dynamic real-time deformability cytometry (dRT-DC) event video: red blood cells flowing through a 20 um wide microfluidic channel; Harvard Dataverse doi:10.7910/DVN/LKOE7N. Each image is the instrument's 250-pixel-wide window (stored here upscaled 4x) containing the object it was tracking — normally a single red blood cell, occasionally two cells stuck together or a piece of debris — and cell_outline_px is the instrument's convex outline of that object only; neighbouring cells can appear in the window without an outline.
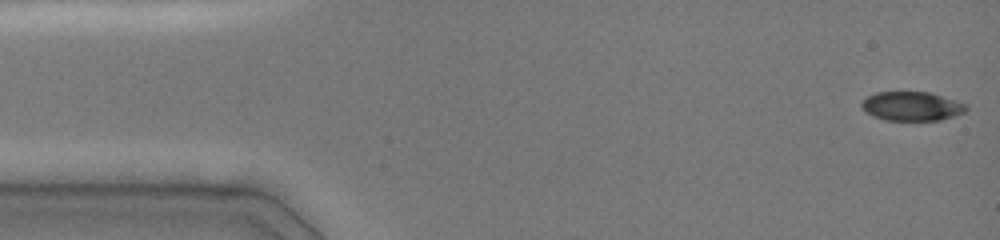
{"species": "common noctule bat (a hibernating species)", "species_latin": "Nyctalus noctula", "temperature_condition": "cold", "stored_images_in_passage": 46, "camera_frame_rate_fps": 3000, "um_per_image_px": 0.085, "animal": {"sex": "female", "body_mass_g": 19.0, "forearm_length_mm": 51.5}, "frame": {"image": 1, "passage_image": 1, "time_ms": 0.0, "image_size_px": [1000, 240], "cell_outline_px": [[968, 108], [964, 112], [940, 120], [884, 120], [872, 116], [864, 112], [860, 104], [868, 96], [876, 92], [928, 92], [968, 104]], "centroid_in_image_um": [77.47, 9.03], "position_along_channel_um": 7.5, "area_um2": 17.69}}
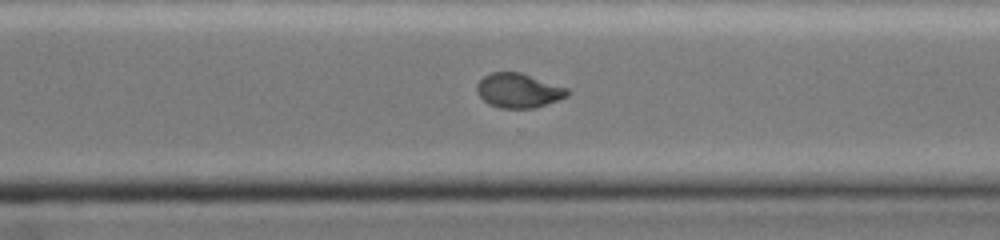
{"frame": {"image": 2, "passage_image": 33, "time_ms": 10.667, "image_size_px": [1000, 240], "cell_outline_px": [[568, 96], [536, 108], [500, 108], [488, 104], [476, 92], [476, 84], [484, 76], [492, 72], [520, 72], [568, 88]], "centroid_in_image_um": [44.05, 7.7], "position_along_channel_um": 326.5, "area_um2": 18.15}}
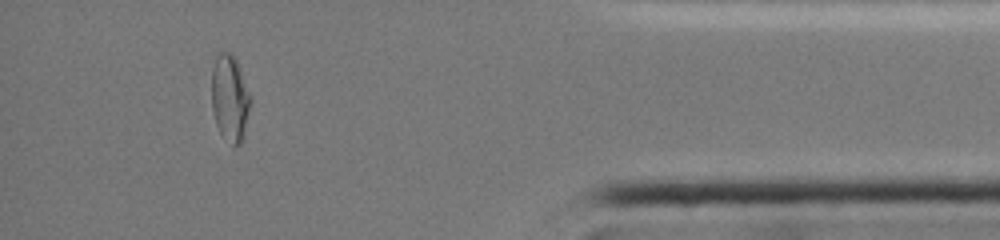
{"frame": {"image": 3, "passage_image": 42, "time_ms": 13.667, "image_size_px": [1000, 240], "cell_outline_px": [[252, 100], [244, 136], [240, 144], [232, 144], [220, 132], [216, 124], [212, 108], [212, 68], [216, 56], [220, 52], [232, 52], [236, 60]], "centroid_in_image_um": [19.54, 8.32], "position_along_channel_um": 415.7, "area_um2": 19.48}}